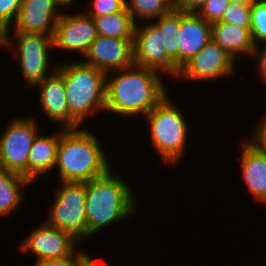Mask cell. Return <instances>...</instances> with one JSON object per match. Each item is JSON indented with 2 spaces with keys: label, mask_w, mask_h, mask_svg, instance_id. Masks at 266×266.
Wrapping results in <instances>:
<instances>
[{
  "label": "cell",
  "mask_w": 266,
  "mask_h": 266,
  "mask_svg": "<svg viewBox=\"0 0 266 266\" xmlns=\"http://www.w3.org/2000/svg\"><path fill=\"white\" fill-rule=\"evenodd\" d=\"M116 72L111 80L106 73L105 111L128 117L146 115L167 95L159 72L153 69L132 65Z\"/></svg>",
  "instance_id": "obj_1"
},
{
  "label": "cell",
  "mask_w": 266,
  "mask_h": 266,
  "mask_svg": "<svg viewBox=\"0 0 266 266\" xmlns=\"http://www.w3.org/2000/svg\"><path fill=\"white\" fill-rule=\"evenodd\" d=\"M98 138L79 129L61 130L56 167L62 182H89L107 174L111 169Z\"/></svg>",
  "instance_id": "obj_2"
},
{
  "label": "cell",
  "mask_w": 266,
  "mask_h": 266,
  "mask_svg": "<svg viewBox=\"0 0 266 266\" xmlns=\"http://www.w3.org/2000/svg\"><path fill=\"white\" fill-rule=\"evenodd\" d=\"M111 170L100 178L86 182L87 238L134 212L132 188Z\"/></svg>",
  "instance_id": "obj_3"
},
{
  "label": "cell",
  "mask_w": 266,
  "mask_h": 266,
  "mask_svg": "<svg viewBox=\"0 0 266 266\" xmlns=\"http://www.w3.org/2000/svg\"><path fill=\"white\" fill-rule=\"evenodd\" d=\"M65 87L69 116L78 124L95 111L105 110L106 73L86 63L57 65Z\"/></svg>",
  "instance_id": "obj_4"
},
{
  "label": "cell",
  "mask_w": 266,
  "mask_h": 266,
  "mask_svg": "<svg viewBox=\"0 0 266 266\" xmlns=\"http://www.w3.org/2000/svg\"><path fill=\"white\" fill-rule=\"evenodd\" d=\"M169 99L167 94L145 116L149 122L150 138L155 150L164 162L174 163L185 151L188 125L182 113Z\"/></svg>",
  "instance_id": "obj_5"
},
{
  "label": "cell",
  "mask_w": 266,
  "mask_h": 266,
  "mask_svg": "<svg viewBox=\"0 0 266 266\" xmlns=\"http://www.w3.org/2000/svg\"><path fill=\"white\" fill-rule=\"evenodd\" d=\"M47 225L70 233L78 241L87 239L86 182L61 181Z\"/></svg>",
  "instance_id": "obj_6"
},
{
  "label": "cell",
  "mask_w": 266,
  "mask_h": 266,
  "mask_svg": "<svg viewBox=\"0 0 266 266\" xmlns=\"http://www.w3.org/2000/svg\"><path fill=\"white\" fill-rule=\"evenodd\" d=\"M34 119H14L0 137V166L28 179V156L37 137Z\"/></svg>",
  "instance_id": "obj_7"
},
{
  "label": "cell",
  "mask_w": 266,
  "mask_h": 266,
  "mask_svg": "<svg viewBox=\"0 0 266 266\" xmlns=\"http://www.w3.org/2000/svg\"><path fill=\"white\" fill-rule=\"evenodd\" d=\"M134 65L153 69L157 72L164 70L170 75L178 76L180 69L167 55L163 45L162 32L155 24H146L135 28Z\"/></svg>",
  "instance_id": "obj_8"
},
{
  "label": "cell",
  "mask_w": 266,
  "mask_h": 266,
  "mask_svg": "<svg viewBox=\"0 0 266 266\" xmlns=\"http://www.w3.org/2000/svg\"><path fill=\"white\" fill-rule=\"evenodd\" d=\"M17 38L21 73L29 86L41 82L49 69L48 49L53 48L52 36L35 32H14ZM51 46V47H50Z\"/></svg>",
  "instance_id": "obj_9"
},
{
  "label": "cell",
  "mask_w": 266,
  "mask_h": 266,
  "mask_svg": "<svg viewBox=\"0 0 266 266\" xmlns=\"http://www.w3.org/2000/svg\"><path fill=\"white\" fill-rule=\"evenodd\" d=\"M98 37L94 19L87 13L61 14L52 36L53 48L86 55L90 45Z\"/></svg>",
  "instance_id": "obj_10"
},
{
  "label": "cell",
  "mask_w": 266,
  "mask_h": 266,
  "mask_svg": "<svg viewBox=\"0 0 266 266\" xmlns=\"http://www.w3.org/2000/svg\"><path fill=\"white\" fill-rule=\"evenodd\" d=\"M234 62V59L211 39L180 68L178 77L188 80L217 79L231 74L234 71Z\"/></svg>",
  "instance_id": "obj_11"
},
{
  "label": "cell",
  "mask_w": 266,
  "mask_h": 266,
  "mask_svg": "<svg viewBox=\"0 0 266 266\" xmlns=\"http://www.w3.org/2000/svg\"><path fill=\"white\" fill-rule=\"evenodd\" d=\"M134 39L98 37L90 45L84 63L94 66L104 73L125 69L134 65Z\"/></svg>",
  "instance_id": "obj_12"
},
{
  "label": "cell",
  "mask_w": 266,
  "mask_h": 266,
  "mask_svg": "<svg viewBox=\"0 0 266 266\" xmlns=\"http://www.w3.org/2000/svg\"><path fill=\"white\" fill-rule=\"evenodd\" d=\"M79 242L70 233L42 223L21 242V249L32 251L36 260L60 259L75 251Z\"/></svg>",
  "instance_id": "obj_13"
},
{
  "label": "cell",
  "mask_w": 266,
  "mask_h": 266,
  "mask_svg": "<svg viewBox=\"0 0 266 266\" xmlns=\"http://www.w3.org/2000/svg\"><path fill=\"white\" fill-rule=\"evenodd\" d=\"M54 0H22L14 21V32H35L53 35L61 13Z\"/></svg>",
  "instance_id": "obj_14"
},
{
  "label": "cell",
  "mask_w": 266,
  "mask_h": 266,
  "mask_svg": "<svg viewBox=\"0 0 266 266\" xmlns=\"http://www.w3.org/2000/svg\"><path fill=\"white\" fill-rule=\"evenodd\" d=\"M176 36L179 44L180 69L212 39L211 23L197 12L181 10L180 31Z\"/></svg>",
  "instance_id": "obj_15"
},
{
  "label": "cell",
  "mask_w": 266,
  "mask_h": 266,
  "mask_svg": "<svg viewBox=\"0 0 266 266\" xmlns=\"http://www.w3.org/2000/svg\"><path fill=\"white\" fill-rule=\"evenodd\" d=\"M56 69L57 66L52 74L34 85L40 86L39 100L42 110L53 121L65 125V129L79 128L80 126L69 116L63 76Z\"/></svg>",
  "instance_id": "obj_16"
},
{
  "label": "cell",
  "mask_w": 266,
  "mask_h": 266,
  "mask_svg": "<svg viewBox=\"0 0 266 266\" xmlns=\"http://www.w3.org/2000/svg\"><path fill=\"white\" fill-rule=\"evenodd\" d=\"M241 147L243 179L253 198L266 204V155L248 141Z\"/></svg>",
  "instance_id": "obj_17"
},
{
  "label": "cell",
  "mask_w": 266,
  "mask_h": 266,
  "mask_svg": "<svg viewBox=\"0 0 266 266\" xmlns=\"http://www.w3.org/2000/svg\"><path fill=\"white\" fill-rule=\"evenodd\" d=\"M211 28L212 39L234 60L239 54L252 55L255 44L250 28H243L223 21L211 23Z\"/></svg>",
  "instance_id": "obj_18"
},
{
  "label": "cell",
  "mask_w": 266,
  "mask_h": 266,
  "mask_svg": "<svg viewBox=\"0 0 266 266\" xmlns=\"http://www.w3.org/2000/svg\"><path fill=\"white\" fill-rule=\"evenodd\" d=\"M60 132L55 136H39L35 138L28 156V180L43 176L55 167Z\"/></svg>",
  "instance_id": "obj_19"
},
{
  "label": "cell",
  "mask_w": 266,
  "mask_h": 266,
  "mask_svg": "<svg viewBox=\"0 0 266 266\" xmlns=\"http://www.w3.org/2000/svg\"><path fill=\"white\" fill-rule=\"evenodd\" d=\"M94 19L97 33L104 37L134 39L136 22L127 9Z\"/></svg>",
  "instance_id": "obj_20"
},
{
  "label": "cell",
  "mask_w": 266,
  "mask_h": 266,
  "mask_svg": "<svg viewBox=\"0 0 266 266\" xmlns=\"http://www.w3.org/2000/svg\"><path fill=\"white\" fill-rule=\"evenodd\" d=\"M30 183L24 176L0 166V216L18 207L24 199L20 188Z\"/></svg>",
  "instance_id": "obj_21"
},
{
  "label": "cell",
  "mask_w": 266,
  "mask_h": 266,
  "mask_svg": "<svg viewBox=\"0 0 266 266\" xmlns=\"http://www.w3.org/2000/svg\"><path fill=\"white\" fill-rule=\"evenodd\" d=\"M155 21L162 32L163 45L167 55L179 68V44L176 34L180 31L181 10L173 7L167 14L156 18Z\"/></svg>",
  "instance_id": "obj_22"
},
{
  "label": "cell",
  "mask_w": 266,
  "mask_h": 266,
  "mask_svg": "<svg viewBox=\"0 0 266 266\" xmlns=\"http://www.w3.org/2000/svg\"><path fill=\"white\" fill-rule=\"evenodd\" d=\"M173 7L167 0H130L126 1V9L135 20V16L153 21L167 14Z\"/></svg>",
  "instance_id": "obj_23"
},
{
  "label": "cell",
  "mask_w": 266,
  "mask_h": 266,
  "mask_svg": "<svg viewBox=\"0 0 266 266\" xmlns=\"http://www.w3.org/2000/svg\"><path fill=\"white\" fill-rule=\"evenodd\" d=\"M251 33L255 44L254 51L251 56L258 53L257 41L266 42V0H257L251 5ZM266 44V43H265Z\"/></svg>",
  "instance_id": "obj_24"
},
{
  "label": "cell",
  "mask_w": 266,
  "mask_h": 266,
  "mask_svg": "<svg viewBox=\"0 0 266 266\" xmlns=\"http://www.w3.org/2000/svg\"><path fill=\"white\" fill-rule=\"evenodd\" d=\"M22 6V0H0V31L3 34L2 46L11 47L12 40L9 37V27L15 21L18 11Z\"/></svg>",
  "instance_id": "obj_25"
},
{
  "label": "cell",
  "mask_w": 266,
  "mask_h": 266,
  "mask_svg": "<svg viewBox=\"0 0 266 266\" xmlns=\"http://www.w3.org/2000/svg\"><path fill=\"white\" fill-rule=\"evenodd\" d=\"M251 6L230 3L219 21L235 24L243 28H251Z\"/></svg>",
  "instance_id": "obj_26"
},
{
  "label": "cell",
  "mask_w": 266,
  "mask_h": 266,
  "mask_svg": "<svg viewBox=\"0 0 266 266\" xmlns=\"http://www.w3.org/2000/svg\"><path fill=\"white\" fill-rule=\"evenodd\" d=\"M229 4V0H206L197 13L207 22L214 23L221 19Z\"/></svg>",
  "instance_id": "obj_27"
},
{
  "label": "cell",
  "mask_w": 266,
  "mask_h": 266,
  "mask_svg": "<svg viewBox=\"0 0 266 266\" xmlns=\"http://www.w3.org/2000/svg\"><path fill=\"white\" fill-rule=\"evenodd\" d=\"M127 0H92L88 15L99 17L126 9Z\"/></svg>",
  "instance_id": "obj_28"
},
{
  "label": "cell",
  "mask_w": 266,
  "mask_h": 266,
  "mask_svg": "<svg viewBox=\"0 0 266 266\" xmlns=\"http://www.w3.org/2000/svg\"><path fill=\"white\" fill-rule=\"evenodd\" d=\"M84 254L82 251H74L72 254L60 259L38 260L35 262V266H77Z\"/></svg>",
  "instance_id": "obj_29"
},
{
  "label": "cell",
  "mask_w": 266,
  "mask_h": 266,
  "mask_svg": "<svg viewBox=\"0 0 266 266\" xmlns=\"http://www.w3.org/2000/svg\"><path fill=\"white\" fill-rule=\"evenodd\" d=\"M254 140L249 143L262 154L266 155V116L254 131Z\"/></svg>",
  "instance_id": "obj_30"
},
{
  "label": "cell",
  "mask_w": 266,
  "mask_h": 266,
  "mask_svg": "<svg viewBox=\"0 0 266 266\" xmlns=\"http://www.w3.org/2000/svg\"><path fill=\"white\" fill-rule=\"evenodd\" d=\"M206 0H180L174 7L186 12H197Z\"/></svg>",
  "instance_id": "obj_31"
},
{
  "label": "cell",
  "mask_w": 266,
  "mask_h": 266,
  "mask_svg": "<svg viewBox=\"0 0 266 266\" xmlns=\"http://www.w3.org/2000/svg\"><path fill=\"white\" fill-rule=\"evenodd\" d=\"M258 66H259V73L261 78L266 81V47L263 50L262 54L260 55V57H258Z\"/></svg>",
  "instance_id": "obj_32"
},
{
  "label": "cell",
  "mask_w": 266,
  "mask_h": 266,
  "mask_svg": "<svg viewBox=\"0 0 266 266\" xmlns=\"http://www.w3.org/2000/svg\"><path fill=\"white\" fill-rule=\"evenodd\" d=\"M77 266H103L102 263L93 261L86 253L80 258Z\"/></svg>",
  "instance_id": "obj_33"
},
{
  "label": "cell",
  "mask_w": 266,
  "mask_h": 266,
  "mask_svg": "<svg viewBox=\"0 0 266 266\" xmlns=\"http://www.w3.org/2000/svg\"><path fill=\"white\" fill-rule=\"evenodd\" d=\"M229 1H230V3H240V4H245V5L251 6L257 0H229Z\"/></svg>",
  "instance_id": "obj_34"
},
{
  "label": "cell",
  "mask_w": 266,
  "mask_h": 266,
  "mask_svg": "<svg viewBox=\"0 0 266 266\" xmlns=\"http://www.w3.org/2000/svg\"><path fill=\"white\" fill-rule=\"evenodd\" d=\"M73 0H54L56 6H60V5H70V3H72Z\"/></svg>",
  "instance_id": "obj_35"
},
{
  "label": "cell",
  "mask_w": 266,
  "mask_h": 266,
  "mask_svg": "<svg viewBox=\"0 0 266 266\" xmlns=\"http://www.w3.org/2000/svg\"><path fill=\"white\" fill-rule=\"evenodd\" d=\"M167 1L171 4L172 7H175L180 2V0H167Z\"/></svg>",
  "instance_id": "obj_36"
},
{
  "label": "cell",
  "mask_w": 266,
  "mask_h": 266,
  "mask_svg": "<svg viewBox=\"0 0 266 266\" xmlns=\"http://www.w3.org/2000/svg\"><path fill=\"white\" fill-rule=\"evenodd\" d=\"M2 44H3V34L0 31V45H2Z\"/></svg>",
  "instance_id": "obj_37"
}]
</instances>
